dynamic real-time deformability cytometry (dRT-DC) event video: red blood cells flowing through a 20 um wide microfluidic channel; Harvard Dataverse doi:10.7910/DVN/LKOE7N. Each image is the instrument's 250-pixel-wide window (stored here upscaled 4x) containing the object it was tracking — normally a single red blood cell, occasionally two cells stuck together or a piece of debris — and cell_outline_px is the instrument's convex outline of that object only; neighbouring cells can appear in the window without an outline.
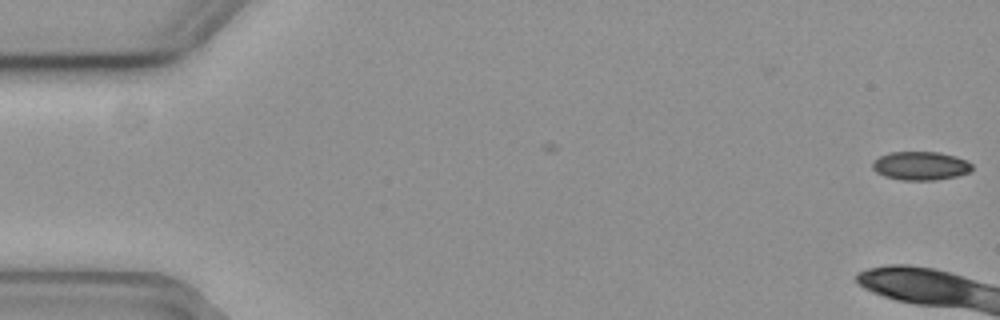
{"species": "common noctule bat (a hibernating species)", "species_latin": "Nyctalus noctula", "temperature_condition": "cold", "stored_images_in_passage": 3, "camera_frame_rate_fps": 3000, "um_per_image_px": 0.085, "animal": {"sex": "female", "body_mass_g": 19.3, "forearm_length_mm": 54.1}, "frame": {"image": 1, "passage_image": 3, "time_ms": 0.667, "image_size_px": [1000, 320], "cell_outline_px": [[972, 172], [956, 176], [932, 180], [900, 180], [884, 176], [876, 172], [872, 168], [872, 160], [888, 152], [940, 152], [956, 156], [972, 164]], "centroid_in_image_um": [78.22, 14.09], "position_along_channel_um": 6.8, "area_um2": 16.7}}